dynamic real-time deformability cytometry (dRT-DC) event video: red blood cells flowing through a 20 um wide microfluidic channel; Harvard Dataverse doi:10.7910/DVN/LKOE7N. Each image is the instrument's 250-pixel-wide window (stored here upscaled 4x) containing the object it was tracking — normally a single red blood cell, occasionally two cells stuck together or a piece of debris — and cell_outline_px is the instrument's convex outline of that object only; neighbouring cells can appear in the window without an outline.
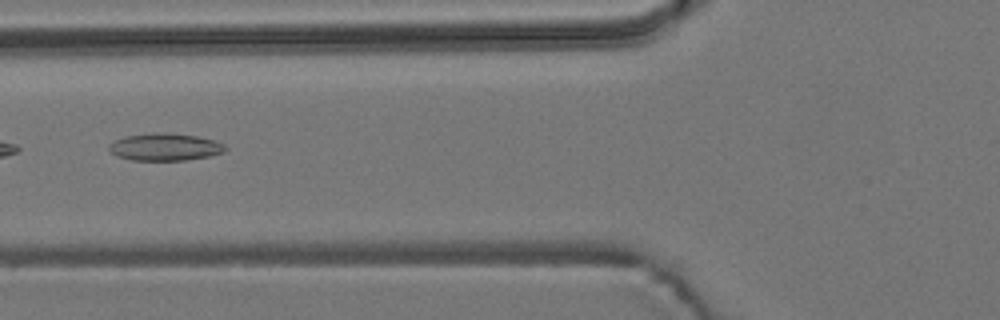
{"species": "common noctule bat (a hibernating species)", "species_latin": "Nyctalus noctula", "temperature_condition": "room temperature", "stored_images_in_passage": 5, "camera_frame_rate_fps": 3000, "um_per_image_px": 0.085, "animal": {"sex": "male", "body_mass_g": 19.2, "forearm_length_mm": 51.8}, "frame": {"image": 1, "passage_image": 5, "time_ms": 4.667, "image_size_px": [1000, 320], "cell_outline_px": [[228, 148], [224, 152], [208, 156], [184, 160], [132, 160], [116, 156], [108, 148], [108, 144], [124, 136], [152, 132], [164, 132], [196, 136], [212, 140], [224, 144]], "centroid_in_image_um": [13.99, 12.48], "position_along_channel_um": 111.8, "area_um2": 18.5}}